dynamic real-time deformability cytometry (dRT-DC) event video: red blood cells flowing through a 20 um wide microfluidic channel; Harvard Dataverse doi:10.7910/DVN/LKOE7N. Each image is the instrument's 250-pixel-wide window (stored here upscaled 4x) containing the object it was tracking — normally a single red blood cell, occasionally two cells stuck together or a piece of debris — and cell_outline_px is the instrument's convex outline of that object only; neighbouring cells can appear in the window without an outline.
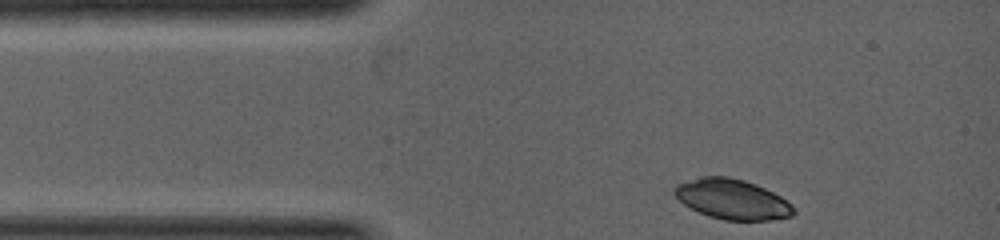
{"species": "common noctule bat (a hibernating species)", "species_latin": "Nyctalus noctula", "temperature_condition": "warm", "stored_images_in_passage": 5, "camera_frame_rate_fps": 5000, "um_per_image_px": 0.085, "animal": {"sex": "female", "body_mass_g": 19.0, "forearm_length_mm": 53.3}, "frame": {"image": 1, "passage_image": 1, "time_ms": 0.0, "image_size_px": [1000, 240], "cell_outline_px": [[796, 212], [792, 216], [768, 220], [724, 220], [708, 216], [684, 204], [672, 192], [672, 188], [676, 184], [700, 176], [728, 176], [744, 180], [756, 184], [780, 196], [792, 204], [796, 208]], "centroid_in_image_um": [62.24, 16.92], "position_along_channel_um": 22.8, "area_um2": 27.92}}
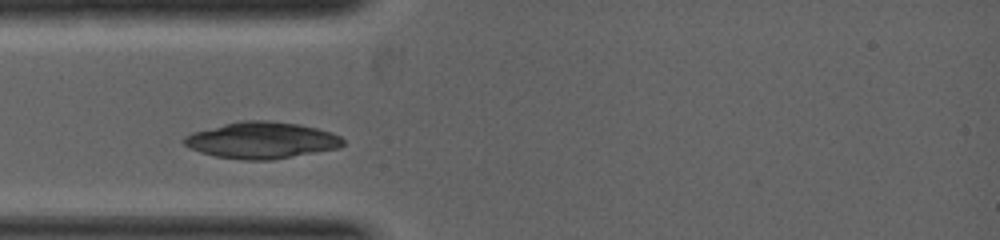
{"frame": {"image": 2, "passage_image": 4, "time_ms": 1.0, "image_size_px": [1000, 240], "cell_outline_px": [[344, 144], [336, 148], [272, 160], [244, 160], [216, 156], [200, 152], [184, 144], [180, 140], [184, 136], [192, 132], [240, 120], [268, 120], [300, 124], [332, 132], [340, 136], [344, 140]], "centroid_in_image_um": [22.22, 11.91], "position_along_channel_um": 62.8, "area_um2": 33.76}}
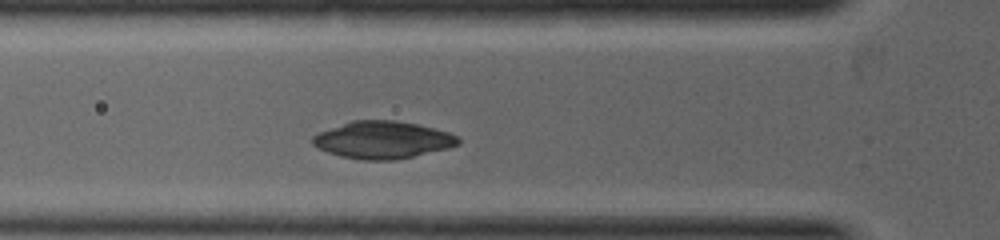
{"frame": {"image": 3, "passage_image": 5, "time_ms": 1.4, "image_size_px": [1000, 240], "cell_outline_px": [[460, 144], [448, 148], [396, 160], [364, 160], [340, 156], [328, 152], [312, 144], [312, 136], [320, 132], [352, 120], [396, 120], [416, 124], [448, 132], [456, 136], [460, 140]], "centroid_in_image_um": [32.53, 11.89], "position_along_channel_um": 93.3, "area_um2": 31.39}}